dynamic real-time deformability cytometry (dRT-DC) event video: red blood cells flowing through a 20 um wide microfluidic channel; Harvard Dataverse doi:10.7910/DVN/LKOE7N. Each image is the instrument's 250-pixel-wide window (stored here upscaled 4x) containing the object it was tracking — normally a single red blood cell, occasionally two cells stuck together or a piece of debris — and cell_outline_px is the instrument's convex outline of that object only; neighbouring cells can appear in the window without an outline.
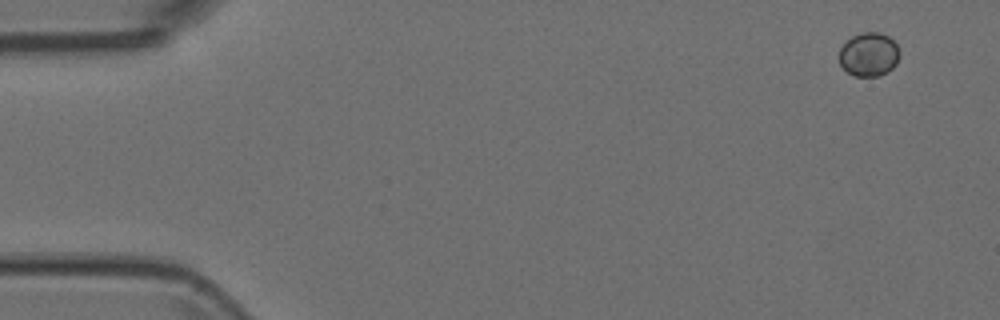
{"species": "Egyptian fruit bat (a non-hibernating species)", "species_latin": "Rousettus aegyptiacus", "temperature_condition": "room temperature", "stored_images_in_passage": 5, "camera_frame_rate_fps": 3000, "um_per_image_px": 0.085, "animal": {"sex": "female"}, "frame": {"image": 1, "passage_image": 1, "time_ms": 0.0, "image_size_px": [1000, 320], "cell_outline_px": [[900, 56], [896, 64], [888, 72], [880, 76], [856, 76], [848, 72], [840, 64], [840, 48], [852, 36], [860, 32], [880, 32], [888, 36], [896, 44], [900, 52]], "centroid_in_image_um": [73.88, 4.62], "position_along_channel_um": 11.1, "area_um2": 15.43}}